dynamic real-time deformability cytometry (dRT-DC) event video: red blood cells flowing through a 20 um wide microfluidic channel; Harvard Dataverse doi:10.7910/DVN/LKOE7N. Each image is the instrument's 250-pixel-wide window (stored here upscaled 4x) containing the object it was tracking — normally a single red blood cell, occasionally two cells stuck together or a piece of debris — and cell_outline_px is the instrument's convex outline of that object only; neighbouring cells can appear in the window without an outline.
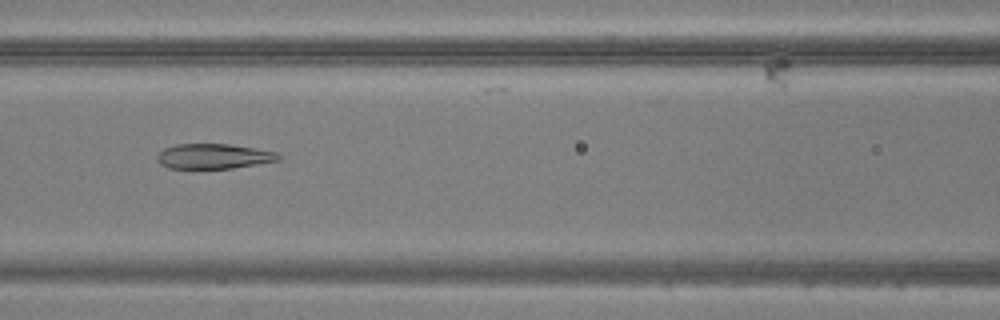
{"species": "common noctule bat (a hibernating species)", "species_latin": "Nyctalus noctula", "temperature_condition": "warm", "stored_images_in_passage": 49, "camera_frame_rate_fps": 3000, "um_per_image_px": 0.085, "animal": {"sex": "male", "body_mass_g": 20.5, "forearm_length_mm": 52.5}, "frame": {"image": 1, "passage_image": 22, "time_ms": 7.0, "image_size_px": [1000, 320], "cell_outline_px": [[284, 156], [280, 160], [232, 168], [168, 168], [160, 164], [156, 160], [156, 156], [164, 148], [176, 144], [228, 144], [276, 152]], "centroid_in_image_um": [18.15, 13.28], "position_along_channel_um": 148.5, "area_um2": 17.63}}
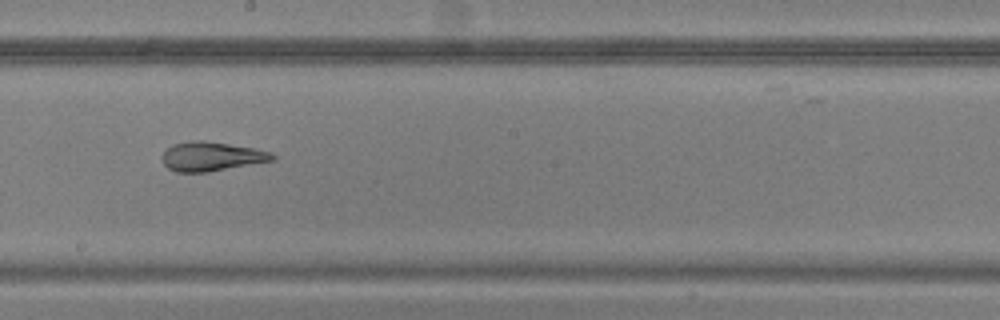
{"frame": {"image": 2, "passage_image": 28, "time_ms": 9.0, "image_size_px": [1000, 320], "cell_outline_px": [[276, 160], [208, 172], [176, 172], [168, 168], [164, 164], [164, 152], [172, 144], [192, 140], [204, 140], [252, 148], [272, 152], [276, 156]], "centroid_in_image_um": [18.01, 13.3], "position_along_channel_um": 230.2, "area_um2": 18.67}}
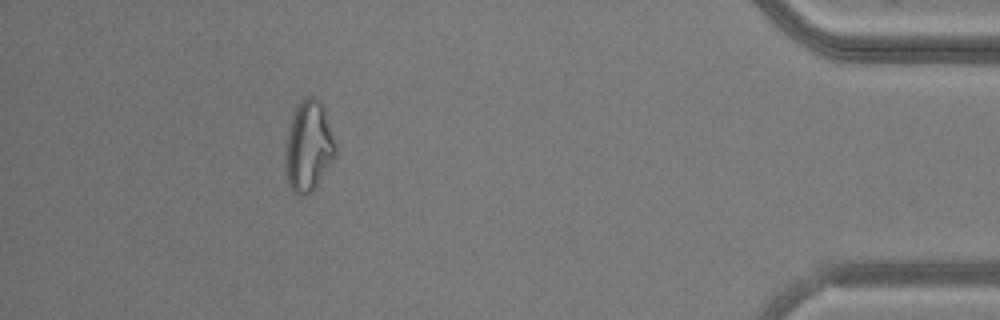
{"frame": {"image": 3, "passage_image": 45, "time_ms": 14.667, "image_size_px": [1000, 320], "cell_outline_px": [[336, 156], [312, 192], [304, 196], [300, 196], [292, 192], [288, 184], [288, 132], [292, 116], [300, 100], [304, 96], [312, 96], [320, 100], [324, 108], [336, 148]], "centroid_in_image_um": [26.27, 12.43], "position_along_channel_um": 408.9, "area_um2": 25.72}}